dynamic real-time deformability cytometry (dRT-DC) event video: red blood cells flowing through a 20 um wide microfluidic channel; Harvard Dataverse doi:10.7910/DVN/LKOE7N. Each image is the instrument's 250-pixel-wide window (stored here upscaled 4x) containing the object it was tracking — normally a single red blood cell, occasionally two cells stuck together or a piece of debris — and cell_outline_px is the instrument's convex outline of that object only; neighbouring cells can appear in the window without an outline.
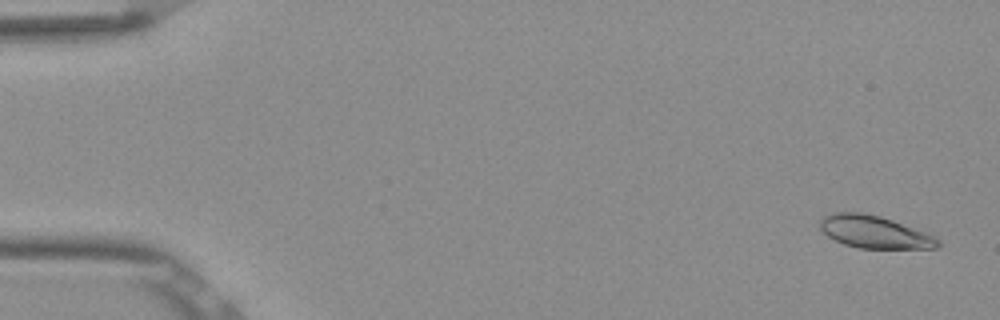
{"species": "Egyptian fruit bat (a non-hibernating species)", "species_latin": "Rousettus aegyptiacus", "temperature_condition": "room temperature", "stored_images_in_passage": 52, "camera_frame_rate_fps": 3000, "um_per_image_px": 0.085, "frame": {"image": 1, "passage_image": 2, "time_ms": 0.333, "image_size_px": [1000, 320], "cell_outline_px": [[940, 244], [936, 248], [860, 248], [844, 244], [828, 236], [820, 228], [820, 220], [824, 216], [832, 212], [860, 212], [880, 216], [892, 220], [936, 236], [940, 240]], "centroid_in_image_um": [74.33, 19.71], "position_along_channel_um": 10.7, "area_um2": 22.14}}
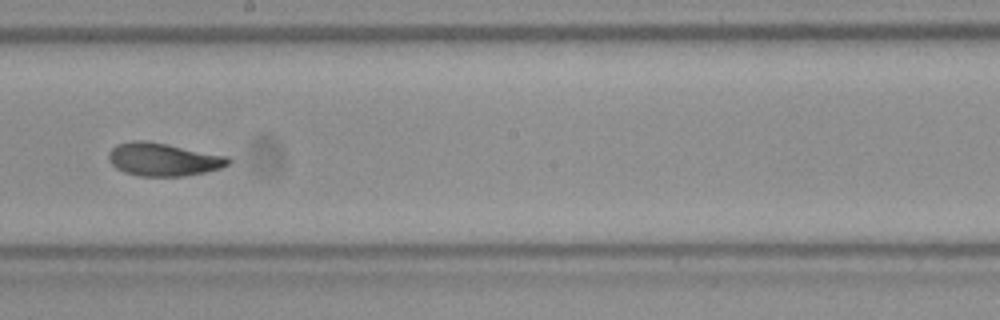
{"frame": {"image": 2, "passage_image": 30, "time_ms": 9.667, "image_size_px": [1000, 320], "cell_outline_px": [[232, 160], [228, 164], [220, 168], [204, 172], [184, 176], [140, 176], [124, 172], [116, 168], [108, 160], [108, 152], [116, 144], [132, 140], [144, 140], [168, 144], [228, 156]], "centroid_in_image_um": [13.85, 13.54], "position_along_channel_um": 234.3, "area_um2": 23.12}}
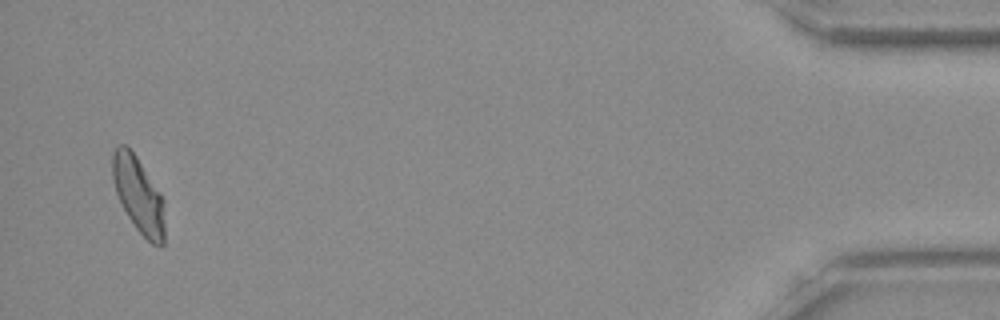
{"frame": {"image": 3, "passage_image": 51, "time_ms": 16.667, "image_size_px": [1000, 320], "cell_outline_px": [[164, 244], [160, 248], [152, 244], [136, 228], [128, 216], [116, 192], [112, 180], [112, 152], [120, 144], [124, 144], [136, 156], [160, 192], [164, 200]], "centroid_in_image_um": [11.78, 16.58], "position_along_channel_um": 423.4, "area_um2": 22.95}, "authors_computed_cell_mechanics": {"area_um2": 22.5998, "velocity_mm_per_s": 3.8616, "shape_relaxation_time_tau1_ms": 3.611, "shape_relaxation_time_tau2_ms": 1.7383, "deformation_change_tau1": 0.1341, "deformation_change_tau2": 0.059}}